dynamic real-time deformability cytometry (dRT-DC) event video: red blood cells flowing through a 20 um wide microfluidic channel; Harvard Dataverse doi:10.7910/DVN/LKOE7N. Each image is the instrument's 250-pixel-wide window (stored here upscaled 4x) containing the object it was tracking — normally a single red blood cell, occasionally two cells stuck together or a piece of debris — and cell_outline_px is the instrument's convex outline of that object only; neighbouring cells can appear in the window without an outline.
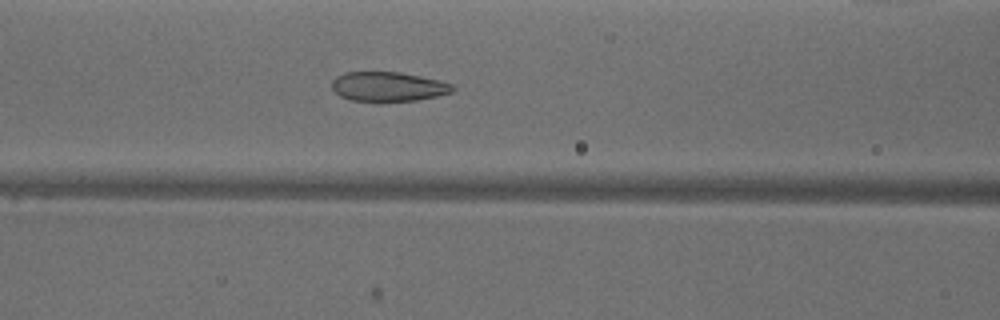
{"species": "common noctule bat (a hibernating species)", "species_latin": "Nyctalus noctula", "temperature_condition": "warm", "stored_images_in_passage": 50, "camera_frame_rate_fps": 3000, "um_per_image_px": 0.085, "animal": {"sex": "male", "body_mass_g": 18.8}, "frame": {"image": 1, "passage_image": 20, "time_ms": 6.333, "image_size_px": [1000, 320], "cell_outline_px": [[456, 88], [452, 92], [436, 96], [416, 100], [352, 100], [340, 96], [332, 88], [332, 80], [336, 76], [344, 72], [400, 72], [440, 80], [452, 84]], "centroid_in_image_um": [33.0, 7.34], "position_along_channel_um": 133.6, "area_um2": 20.46}}
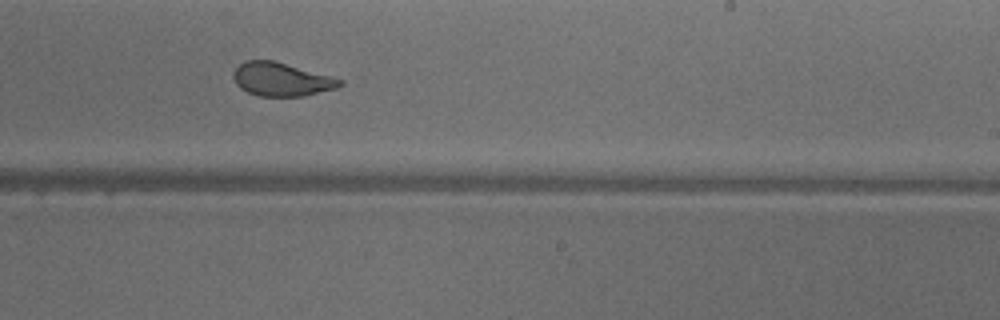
{"frame": {"image": 2, "passage_image": 30, "time_ms": 9.667, "image_size_px": [1000, 320], "cell_outline_px": [[344, 84], [336, 88], [304, 96], [260, 96], [248, 92], [240, 88], [236, 84], [232, 76], [236, 68], [244, 60], [272, 60], [332, 76], [344, 80]], "centroid_in_image_um": [23.93, 6.74], "position_along_channel_um": 265.1, "area_um2": 20.75}}
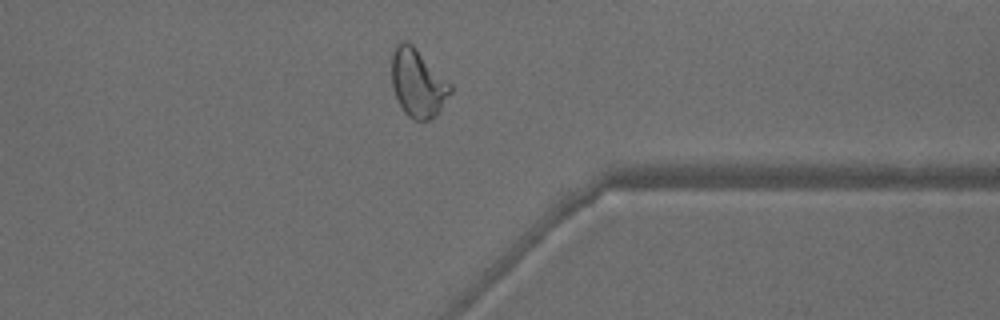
{"frame": {"image": 3, "passage_image": 39, "time_ms": 12.667, "image_size_px": [1000, 320], "cell_outline_px": [[452, 92], [440, 108], [428, 120], [416, 120], [408, 116], [404, 112], [392, 88], [392, 52], [396, 44], [400, 40], [404, 40], [412, 44], [452, 84]], "centroid_in_image_um": [35.5, 7.02], "position_along_channel_um": 375.9, "area_um2": 23.06}, "authors_computed_cell_mechanics": {"area_um2": 24.1315, "velocity_mm_per_s": 3.946, "shape_relaxation_time_tau1_ms": 6.0027, "shape_relaxation_time_tau2_ms": 0.8471, "deformation_change_tau1": 0.1907, "deformation_change_tau2": 0.0673}}